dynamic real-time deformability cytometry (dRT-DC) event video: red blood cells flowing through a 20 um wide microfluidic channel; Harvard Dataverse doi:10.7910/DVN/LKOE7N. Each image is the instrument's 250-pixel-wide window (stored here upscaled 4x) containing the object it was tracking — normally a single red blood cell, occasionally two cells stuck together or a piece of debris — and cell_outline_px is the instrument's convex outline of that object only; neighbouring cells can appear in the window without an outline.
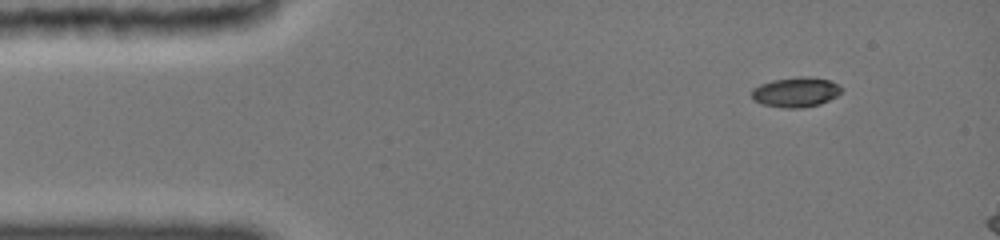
{"species": "common noctule bat (a hibernating species)", "species_latin": "Nyctalus noctula", "temperature_condition": "cold", "stored_images_in_passage": 6, "camera_frame_rate_fps": 3000, "um_per_image_px": 0.085, "animal": {"sex": "female", "body_mass_g": 19.0, "forearm_length_mm": 51.5}, "frame": {"image": 1, "passage_image": 1, "time_ms": 0.0, "image_size_px": [1000, 240], "cell_outline_px": [[840, 92], [836, 96], [820, 104], [792, 108], [760, 104], [752, 100], [752, 88], [760, 84], [772, 80], [800, 76], [804, 76], [828, 80], [836, 84], [840, 88]], "centroid_in_image_um": [67.57, 7.82], "position_along_channel_um": 17.4, "area_um2": 15.32}}